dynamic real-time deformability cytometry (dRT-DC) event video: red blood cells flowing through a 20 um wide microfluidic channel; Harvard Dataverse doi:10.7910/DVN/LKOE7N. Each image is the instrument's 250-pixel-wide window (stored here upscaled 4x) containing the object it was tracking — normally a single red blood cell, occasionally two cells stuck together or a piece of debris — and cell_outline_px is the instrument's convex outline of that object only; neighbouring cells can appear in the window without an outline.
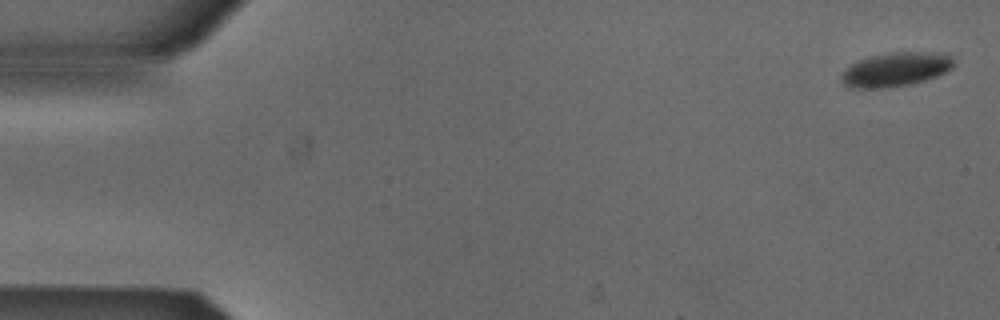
{"species": "Egyptian fruit bat (a non-hibernating species)", "species_latin": "Rousettus aegyptiacus", "temperature_condition": "cold", "stored_images_in_passage": 5, "camera_frame_rate_fps": 3000, "um_per_image_px": 0.085, "animal": {"sex": "male"}, "frame": {"image": 1, "passage_image": 1, "time_ms": 0.0, "image_size_px": [1000, 320], "cell_outline_px": [[952, 68], [936, 76], [924, 80], [908, 84], [880, 88], [848, 88], [840, 80], [840, 76], [852, 64], [860, 60], [872, 56], [888, 52], [948, 52], [952, 56]], "centroid_in_image_um": [76.15, 5.89], "position_along_channel_um": 8.9, "area_um2": 22.14}}
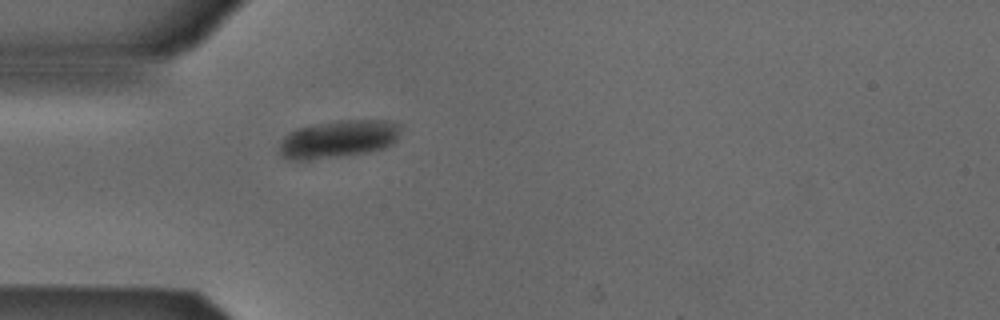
{"frame": {"image": 2, "passage_image": 5, "time_ms": 1.333, "image_size_px": [1000, 320], "cell_outline_px": [[400, 132], [396, 140], [392, 144], [384, 148], [368, 152], [312, 160], [300, 160], [280, 156], [272, 148], [288, 132], [296, 128], [316, 124], [340, 120], [392, 120], [400, 124]], "centroid_in_image_um": [28.68, 11.82], "position_along_channel_um": 56.3, "area_um2": 27.22}}